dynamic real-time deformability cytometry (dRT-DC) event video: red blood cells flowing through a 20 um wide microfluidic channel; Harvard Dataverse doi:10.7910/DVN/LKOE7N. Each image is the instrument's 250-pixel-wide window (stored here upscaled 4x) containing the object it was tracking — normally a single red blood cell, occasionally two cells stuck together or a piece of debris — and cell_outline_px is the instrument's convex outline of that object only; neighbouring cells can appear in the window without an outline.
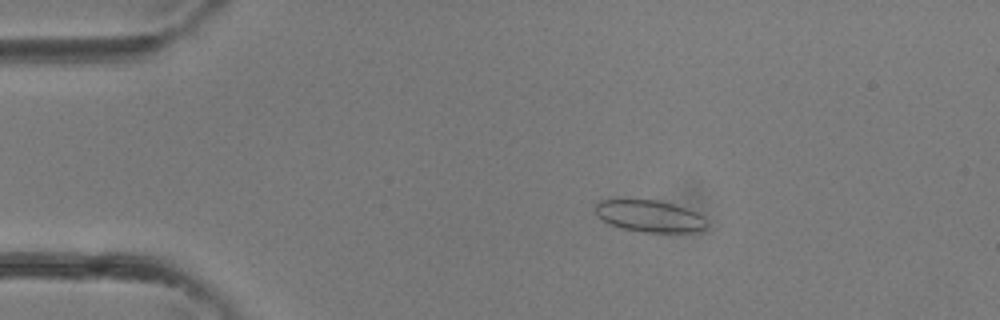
{"species": "common noctule bat (a hibernating species)", "species_latin": "Nyctalus noctula", "temperature_condition": "room temperature", "stored_images_in_passage": 36, "camera_frame_rate_fps": 3000, "um_per_image_px": 0.085, "animal": {"sex": "female"}, "frame": {"image": 1, "passage_image": 7, "time_ms": 2.0, "image_size_px": [1000, 320], "cell_outline_px": [[708, 224], [700, 232], [640, 232], [620, 228], [608, 224], [596, 216], [596, 204], [600, 200], [660, 200], [696, 212], [704, 216]], "centroid_in_image_um": [55.22, 18.38], "position_along_channel_um": 29.8, "area_um2": 20.81}}
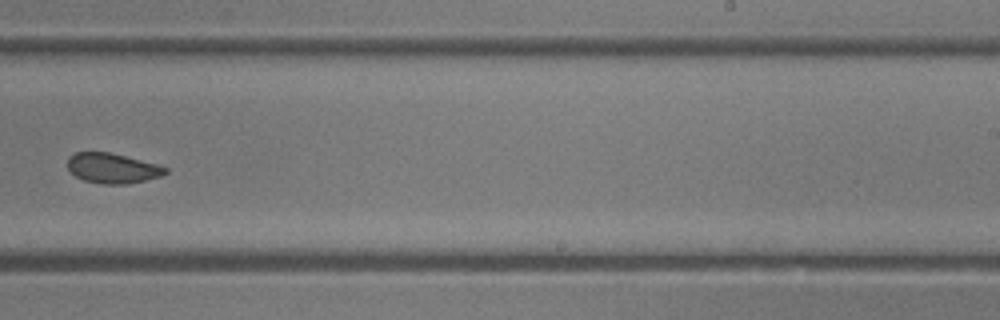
{"frame": {"image": 2, "passage_image": 23, "time_ms": 7.333, "image_size_px": [1000, 320], "cell_outline_px": [[168, 172], [160, 176], [144, 180], [124, 184], [104, 184], [84, 180], [76, 176], [68, 168], [68, 156], [76, 152], [108, 152], [156, 164], [168, 168]], "centroid_in_image_um": [9.54, 14.29], "position_along_channel_um": 279.5, "area_um2": 16.82}}
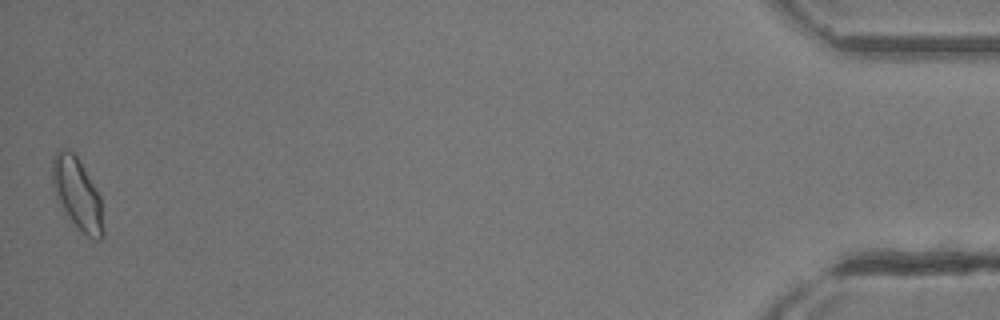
{"frame": {"image": 3, "passage_image": 36, "time_ms": 11.667, "image_size_px": [1000, 320], "cell_outline_px": [[104, 236], [100, 240], [92, 240], [72, 220], [56, 196], [52, 180], [52, 160], [56, 152], [64, 148], [72, 152], [76, 156], [100, 196], [104, 228]], "centroid_in_image_um": [6.6, 16.48], "position_along_channel_um": 428.6, "area_um2": 20.52}}